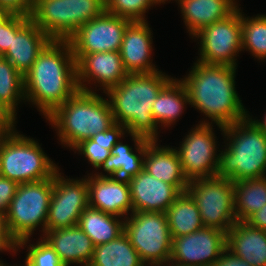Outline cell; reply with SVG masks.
Wrapping results in <instances>:
<instances>
[{
	"mask_svg": "<svg viewBox=\"0 0 266 266\" xmlns=\"http://www.w3.org/2000/svg\"><path fill=\"white\" fill-rule=\"evenodd\" d=\"M76 60L68 40H51L24 75L25 102H32L44 118L77 91Z\"/></svg>",
	"mask_w": 266,
	"mask_h": 266,
	"instance_id": "6da1fadb",
	"label": "cell"
},
{
	"mask_svg": "<svg viewBox=\"0 0 266 266\" xmlns=\"http://www.w3.org/2000/svg\"><path fill=\"white\" fill-rule=\"evenodd\" d=\"M188 76L180 78L190 105L218 127H226L248 116L235 88V67L197 61Z\"/></svg>",
	"mask_w": 266,
	"mask_h": 266,
	"instance_id": "7a4b0ae2",
	"label": "cell"
},
{
	"mask_svg": "<svg viewBox=\"0 0 266 266\" xmlns=\"http://www.w3.org/2000/svg\"><path fill=\"white\" fill-rule=\"evenodd\" d=\"M161 70L150 74H128L105 94L109 97L114 122L124 125L127 134L158 141V127L152 117L154 99L173 78Z\"/></svg>",
	"mask_w": 266,
	"mask_h": 266,
	"instance_id": "3957f363",
	"label": "cell"
},
{
	"mask_svg": "<svg viewBox=\"0 0 266 266\" xmlns=\"http://www.w3.org/2000/svg\"><path fill=\"white\" fill-rule=\"evenodd\" d=\"M46 119L56 128L61 144L71 150L115 123L108 99L83 90H78Z\"/></svg>",
	"mask_w": 266,
	"mask_h": 266,
	"instance_id": "277c9868",
	"label": "cell"
},
{
	"mask_svg": "<svg viewBox=\"0 0 266 266\" xmlns=\"http://www.w3.org/2000/svg\"><path fill=\"white\" fill-rule=\"evenodd\" d=\"M219 129L229 142L219 151L217 177L233 182L265 177L266 136L252 121L246 117Z\"/></svg>",
	"mask_w": 266,
	"mask_h": 266,
	"instance_id": "5b68a950",
	"label": "cell"
},
{
	"mask_svg": "<svg viewBox=\"0 0 266 266\" xmlns=\"http://www.w3.org/2000/svg\"><path fill=\"white\" fill-rule=\"evenodd\" d=\"M14 123L1 126L0 175L17 184L52 178L59 167L33 138L19 134Z\"/></svg>",
	"mask_w": 266,
	"mask_h": 266,
	"instance_id": "8992f818",
	"label": "cell"
},
{
	"mask_svg": "<svg viewBox=\"0 0 266 266\" xmlns=\"http://www.w3.org/2000/svg\"><path fill=\"white\" fill-rule=\"evenodd\" d=\"M52 192L53 177L19 184L5 213L8 233L17 243L16 251L27 246L37 227L45 234Z\"/></svg>",
	"mask_w": 266,
	"mask_h": 266,
	"instance_id": "52a82bcc",
	"label": "cell"
},
{
	"mask_svg": "<svg viewBox=\"0 0 266 266\" xmlns=\"http://www.w3.org/2000/svg\"><path fill=\"white\" fill-rule=\"evenodd\" d=\"M105 11V0H35L30 19L51 40H68Z\"/></svg>",
	"mask_w": 266,
	"mask_h": 266,
	"instance_id": "ba28073f",
	"label": "cell"
},
{
	"mask_svg": "<svg viewBox=\"0 0 266 266\" xmlns=\"http://www.w3.org/2000/svg\"><path fill=\"white\" fill-rule=\"evenodd\" d=\"M124 233L146 266L169 264L172 237L164 212H132L124 220Z\"/></svg>",
	"mask_w": 266,
	"mask_h": 266,
	"instance_id": "9c48e42d",
	"label": "cell"
},
{
	"mask_svg": "<svg viewBox=\"0 0 266 266\" xmlns=\"http://www.w3.org/2000/svg\"><path fill=\"white\" fill-rule=\"evenodd\" d=\"M186 191L196 202L204 227L227 233L237 222L234 213V182L230 179L216 176L191 180Z\"/></svg>",
	"mask_w": 266,
	"mask_h": 266,
	"instance_id": "30bf717a",
	"label": "cell"
},
{
	"mask_svg": "<svg viewBox=\"0 0 266 266\" xmlns=\"http://www.w3.org/2000/svg\"><path fill=\"white\" fill-rule=\"evenodd\" d=\"M241 9L202 28L192 38L200 41V61L209 65L237 67V54L242 51Z\"/></svg>",
	"mask_w": 266,
	"mask_h": 266,
	"instance_id": "8fae6325",
	"label": "cell"
},
{
	"mask_svg": "<svg viewBox=\"0 0 266 266\" xmlns=\"http://www.w3.org/2000/svg\"><path fill=\"white\" fill-rule=\"evenodd\" d=\"M213 124L201 121L191 128L177 151L186 179L191 180L216 177L219 167L217 140ZM218 151V152H217Z\"/></svg>",
	"mask_w": 266,
	"mask_h": 266,
	"instance_id": "7c38bea8",
	"label": "cell"
},
{
	"mask_svg": "<svg viewBox=\"0 0 266 266\" xmlns=\"http://www.w3.org/2000/svg\"><path fill=\"white\" fill-rule=\"evenodd\" d=\"M88 206L87 179H66L58 170L53 176V192L45 232L78 225L81 214Z\"/></svg>",
	"mask_w": 266,
	"mask_h": 266,
	"instance_id": "4fadbf2b",
	"label": "cell"
},
{
	"mask_svg": "<svg viewBox=\"0 0 266 266\" xmlns=\"http://www.w3.org/2000/svg\"><path fill=\"white\" fill-rule=\"evenodd\" d=\"M131 21L104 11L81 25L68 39L76 63L90 53L120 51L124 33Z\"/></svg>",
	"mask_w": 266,
	"mask_h": 266,
	"instance_id": "5bb4252c",
	"label": "cell"
},
{
	"mask_svg": "<svg viewBox=\"0 0 266 266\" xmlns=\"http://www.w3.org/2000/svg\"><path fill=\"white\" fill-rule=\"evenodd\" d=\"M227 233L213 227H203L185 236L172 237L173 266H212L226 249Z\"/></svg>",
	"mask_w": 266,
	"mask_h": 266,
	"instance_id": "9a60e30c",
	"label": "cell"
},
{
	"mask_svg": "<svg viewBox=\"0 0 266 266\" xmlns=\"http://www.w3.org/2000/svg\"><path fill=\"white\" fill-rule=\"evenodd\" d=\"M50 41L30 16L12 12V42L2 56L24 76Z\"/></svg>",
	"mask_w": 266,
	"mask_h": 266,
	"instance_id": "2e32d148",
	"label": "cell"
},
{
	"mask_svg": "<svg viewBox=\"0 0 266 266\" xmlns=\"http://www.w3.org/2000/svg\"><path fill=\"white\" fill-rule=\"evenodd\" d=\"M77 86L79 90L95 92L87 87L91 82L99 84L103 93L119 85L127 76L120 51L85 54L77 63ZM86 82V83H85Z\"/></svg>",
	"mask_w": 266,
	"mask_h": 266,
	"instance_id": "e0dca14e",
	"label": "cell"
},
{
	"mask_svg": "<svg viewBox=\"0 0 266 266\" xmlns=\"http://www.w3.org/2000/svg\"><path fill=\"white\" fill-rule=\"evenodd\" d=\"M87 177L90 207L123 219L133 212L128 180L93 173Z\"/></svg>",
	"mask_w": 266,
	"mask_h": 266,
	"instance_id": "ac0fdd59",
	"label": "cell"
},
{
	"mask_svg": "<svg viewBox=\"0 0 266 266\" xmlns=\"http://www.w3.org/2000/svg\"><path fill=\"white\" fill-rule=\"evenodd\" d=\"M148 24L133 21L127 25L120 55L128 74H150L159 70L151 60L153 34Z\"/></svg>",
	"mask_w": 266,
	"mask_h": 266,
	"instance_id": "d6986e66",
	"label": "cell"
},
{
	"mask_svg": "<svg viewBox=\"0 0 266 266\" xmlns=\"http://www.w3.org/2000/svg\"><path fill=\"white\" fill-rule=\"evenodd\" d=\"M133 212H166L181 192L173 185L154 178L146 170L128 180Z\"/></svg>",
	"mask_w": 266,
	"mask_h": 266,
	"instance_id": "ffe728a7",
	"label": "cell"
},
{
	"mask_svg": "<svg viewBox=\"0 0 266 266\" xmlns=\"http://www.w3.org/2000/svg\"><path fill=\"white\" fill-rule=\"evenodd\" d=\"M41 237L55 250L64 266H88L92 259L95 246L78 225L46 231Z\"/></svg>",
	"mask_w": 266,
	"mask_h": 266,
	"instance_id": "44dd1931",
	"label": "cell"
},
{
	"mask_svg": "<svg viewBox=\"0 0 266 266\" xmlns=\"http://www.w3.org/2000/svg\"><path fill=\"white\" fill-rule=\"evenodd\" d=\"M144 170L154 178L175 186L181 193L185 192L189 181L186 179L179 156L174 147L159 146L152 140L146 147Z\"/></svg>",
	"mask_w": 266,
	"mask_h": 266,
	"instance_id": "7402d4cb",
	"label": "cell"
},
{
	"mask_svg": "<svg viewBox=\"0 0 266 266\" xmlns=\"http://www.w3.org/2000/svg\"><path fill=\"white\" fill-rule=\"evenodd\" d=\"M134 141L135 150L120 140L113 146L111 155L103 162L99 169L103 168L104 173L96 172V176H115L129 180L144 169V155L146 147L151 140L142 138L136 134H129Z\"/></svg>",
	"mask_w": 266,
	"mask_h": 266,
	"instance_id": "603a6c76",
	"label": "cell"
},
{
	"mask_svg": "<svg viewBox=\"0 0 266 266\" xmlns=\"http://www.w3.org/2000/svg\"><path fill=\"white\" fill-rule=\"evenodd\" d=\"M175 1H178L184 23L191 36L214 22L224 20L238 8L235 0Z\"/></svg>",
	"mask_w": 266,
	"mask_h": 266,
	"instance_id": "cb8c5ba5",
	"label": "cell"
},
{
	"mask_svg": "<svg viewBox=\"0 0 266 266\" xmlns=\"http://www.w3.org/2000/svg\"><path fill=\"white\" fill-rule=\"evenodd\" d=\"M226 248L252 266H266V231L237 221L227 232Z\"/></svg>",
	"mask_w": 266,
	"mask_h": 266,
	"instance_id": "d4e9b609",
	"label": "cell"
},
{
	"mask_svg": "<svg viewBox=\"0 0 266 266\" xmlns=\"http://www.w3.org/2000/svg\"><path fill=\"white\" fill-rule=\"evenodd\" d=\"M190 104L185 85L179 79H171L153 101L152 117L156 125L171 127L182 115L184 106Z\"/></svg>",
	"mask_w": 266,
	"mask_h": 266,
	"instance_id": "484cf974",
	"label": "cell"
},
{
	"mask_svg": "<svg viewBox=\"0 0 266 266\" xmlns=\"http://www.w3.org/2000/svg\"><path fill=\"white\" fill-rule=\"evenodd\" d=\"M25 100L24 76L0 55V117L16 124L17 105Z\"/></svg>",
	"mask_w": 266,
	"mask_h": 266,
	"instance_id": "4316f807",
	"label": "cell"
},
{
	"mask_svg": "<svg viewBox=\"0 0 266 266\" xmlns=\"http://www.w3.org/2000/svg\"><path fill=\"white\" fill-rule=\"evenodd\" d=\"M124 220L88 206L81 214L78 226L92 240L94 246L116 239L124 232Z\"/></svg>",
	"mask_w": 266,
	"mask_h": 266,
	"instance_id": "83f0119b",
	"label": "cell"
},
{
	"mask_svg": "<svg viewBox=\"0 0 266 266\" xmlns=\"http://www.w3.org/2000/svg\"><path fill=\"white\" fill-rule=\"evenodd\" d=\"M171 237L185 236L204 227L196 202L182 192L165 212Z\"/></svg>",
	"mask_w": 266,
	"mask_h": 266,
	"instance_id": "f1b7e54d",
	"label": "cell"
},
{
	"mask_svg": "<svg viewBox=\"0 0 266 266\" xmlns=\"http://www.w3.org/2000/svg\"><path fill=\"white\" fill-rule=\"evenodd\" d=\"M88 266H146L123 232L116 239L94 247Z\"/></svg>",
	"mask_w": 266,
	"mask_h": 266,
	"instance_id": "f546056e",
	"label": "cell"
},
{
	"mask_svg": "<svg viewBox=\"0 0 266 266\" xmlns=\"http://www.w3.org/2000/svg\"><path fill=\"white\" fill-rule=\"evenodd\" d=\"M127 133L126 127L114 123L107 130L98 132L89 139L81 141L75 149L78 154L83 155L96 170L111 155L113 146ZM124 135V136H123Z\"/></svg>",
	"mask_w": 266,
	"mask_h": 266,
	"instance_id": "4dcf8cb0",
	"label": "cell"
},
{
	"mask_svg": "<svg viewBox=\"0 0 266 266\" xmlns=\"http://www.w3.org/2000/svg\"><path fill=\"white\" fill-rule=\"evenodd\" d=\"M266 204V176L234 182V213L245 221Z\"/></svg>",
	"mask_w": 266,
	"mask_h": 266,
	"instance_id": "1f68e13d",
	"label": "cell"
},
{
	"mask_svg": "<svg viewBox=\"0 0 266 266\" xmlns=\"http://www.w3.org/2000/svg\"><path fill=\"white\" fill-rule=\"evenodd\" d=\"M241 11L242 50L249 51L258 60H266V15L245 17Z\"/></svg>",
	"mask_w": 266,
	"mask_h": 266,
	"instance_id": "d6a6232c",
	"label": "cell"
},
{
	"mask_svg": "<svg viewBox=\"0 0 266 266\" xmlns=\"http://www.w3.org/2000/svg\"><path fill=\"white\" fill-rule=\"evenodd\" d=\"M159 5L157 0H105V11L133 21H147L145 13L153 5Z\"/></svg>",
	"mask_w": 266,
	"mask_h": 266,
	"instance_id": "836d02e7",
	"label": "cell"
},
{
	"mask_svg": "<svg viewBox=\"0 0 266 266\" xmlns=\"http://www.w3.org/2000/svg\"><path fill=\"white\" fill-rule=\"evenodd\" d=\"M41 239L36 244L27 246V255L25 257V266H64L58 254L50 246V244Z\"/></svg>",
	"mask_w": 266,
	"mask_h": 266,
	"instance_id": "e575fe53",
	"label": "cell"
},
{
	"mask_svg": "<svg viewBox=\"0 0 266 266\" xmlns=\"http://www.w3.org/2000/svg\"><path fill=\"white\" fill-rule=\"evenodd\" d=\"M12 42V12L0 11V55L2 56Z\"/></svg>",
	"mask_w": 266,
	"mask_h": 266,
	"instance_id": "d590c367",
	"label": "cell"
},
{
	"mask_svg": "<svg viewBox=\"0 0 266 266\" xmlns=\"http://www.w3.org/2000/svg\"><path fill=\"white\" fill-rule=\"evenodd\" d=\"M19 184L0 175V213L5 214Z\"/></svg>",
	"mask_w": 266,
	"mask_h": 266,
	"instance_id": "8d00e7d4",
	"label": "cell"
},
{
	"mask_svg": "<svg viewBox=\"0 0 266 266\" xmlns=\"http://www.w3.org/2000/svg\"><path fill=\"white\" fill-rule=\"evenodd\" d=\"M35 0H0V11H9L29 16Z\"/></svg>",
	"mask_w": 266,
	"mask_h": 266,
	"instance_id": "74e56055",
	"label": "cell"
},
{
	"mask_svg": "<svg viewBox=\"0 0 266 266\" xmlns=\"http://www.w3.org/2000/svg\"><path fill=\"white\" fill-rule=\"evenodd\" d=\"M17 243L15 240L9 235L7 227L5 214L0 213V252L10 251L17 252Z\"/></svg>",
	"mask_w": 266,
	"mask_h": 266,
	"instance_id": "f35d334b",
	"label": "cell"
},
{
	"mask_svg": "<svg viewBox=\"0 0 266 266\" xmlns=\"http://www.w3.org/2000/svg\"><path fill=\"white\" fill-rule=\"evenodd\" d=\"M212 266H252L241 257L234 255L227 248L215 260Z\"/></svg>",
	"mask_w": 266,
	"mask_h": 266,
	"instance_id": "ab89813d",
	"label": "cell"
},
{
	"mask_svg": "<svg viewBox=\"0 0 266 266\" xmlns=\"http://www.w3.org/2000/svg\"><path fill=\"white\" fill-rule=\"evenodd\" d=\"M244 222L252 227L266 231V204L258 211L252 213Z\"/></svg>",
	"mask_w": 266,
	"mask_h": 266,
	"instance_id": "60d3db41",
	"label": "cell"
},
{
	"mask_svg": "<svg viewBox=\"0 0 266 266\" xmlns=\"http://www.w3.org/2000/svg\"><path fill=\"white\" fill-rule=\"evenodd\" d=\"M247 117L266 136V113L264 114V118L261 121L258 119H252V116H250L249 114Z\"/></svg>",
	"mask_w": 266,
	"mask_h": 266,
	"instance_id": "b9f144b4",
	"label": "cell"
},
{
	"mask_svg": "<svg viewBox=\"0 0 266 266\" xmlns=\"http://www.w3.org/2000/svg\"><path fill=\"white\" fill-rule=\"evenodd\" d=\"M0 266H6V264L3 263V261L0 260ZM7 266H9V265H7ZM10 266H12V265H10ZM20 266H21V265H20ZM22 266H25V265L23 264Z\"/></svg>",
	"mask_w": 266,
	"mask_h": 266,
	"instance_id": "7bdbcfd3",
	"label": "cell"
},
{
	"mask_svg": "<svg viewBox=\"0 0 266 266\" xmlns=\"http://www.w3.org/2000/svg\"><path fill=\"white\" fill-rule=\"evenodd\" d=\"M5 123V121L0 117V127Z\"/></svg>",
	"mask_w": 266,
	"mask_h": 266,
	"instance_id": "ee69618b",
	"label": "cell"
},
{
	"mask_svg": "<svg viewBox=\"0 0 266 266\" xmlns=\"http://www.w3.org/2000/svg\"><path fill=\"white\" fill-rule=\"evenodd\" d=\"M160 4L162 3H165L166 1H168V0H157ZM169 1H171V0H169Z\"/></svg>",
	"mask_w": 266,
	"mask_h": 266,
	"instance_id": "f6af8a7d",
	"label": "cell"
},
{
	"mask_svg": "<svg viewBox=\"0 0 266 266\" xmlns=\"http://www.w3.org/2000/svg\"><path fill=\"white\" fill-rule=\"evenodd\" d=\"M155 266H173L171 264L155 265Z\"/></svg>",
	"mask_w": 266,
	"mask_h": 266,
	"instance_id": "bcb514c9",
	"label": "cell"
}]
</instances>
